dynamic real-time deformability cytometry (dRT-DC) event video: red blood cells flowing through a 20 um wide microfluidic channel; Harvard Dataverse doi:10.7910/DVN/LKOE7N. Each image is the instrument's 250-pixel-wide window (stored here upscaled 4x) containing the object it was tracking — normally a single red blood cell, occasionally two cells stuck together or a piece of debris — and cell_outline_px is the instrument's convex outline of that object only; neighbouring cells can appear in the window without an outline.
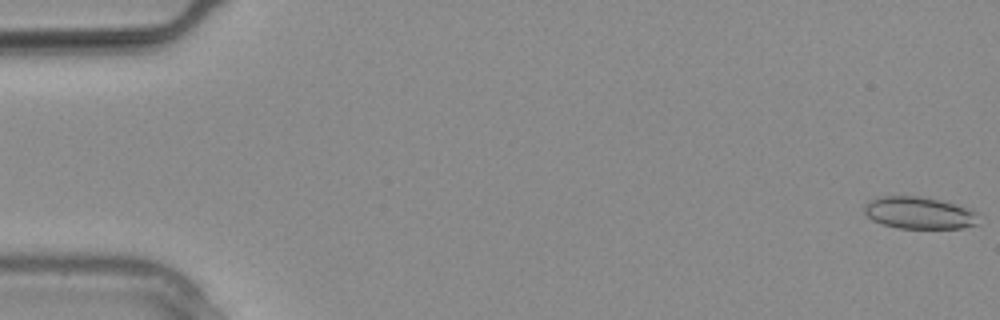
{"species": "common noctule bat (a hibernating species)", "species_latin": "Nyctalus noctula", "temperature_condition": "warm", "stored_images_in_passage": 5, "camera_frame_rate_fps": 3000, "um_per_image_px": 0.085, "animal": {"sex": "male", "body_mass_g": 20.4}, "frame": {"image": 1, "passage_image": 1, "time_ms": 0.0, "image_size_px": [1000, 320], "cell_outline_px": [[976, 224], [960, 228], [896, 228], [872, 220], [864, 212], [864, 204], [880, 196], [916, 196], [940, 200], [972, 208], [976, 212]], "centroid_in_image_um": [78.11, 18.09], "position_along_channel_um": 6.9, "area_um2": 21.21}}